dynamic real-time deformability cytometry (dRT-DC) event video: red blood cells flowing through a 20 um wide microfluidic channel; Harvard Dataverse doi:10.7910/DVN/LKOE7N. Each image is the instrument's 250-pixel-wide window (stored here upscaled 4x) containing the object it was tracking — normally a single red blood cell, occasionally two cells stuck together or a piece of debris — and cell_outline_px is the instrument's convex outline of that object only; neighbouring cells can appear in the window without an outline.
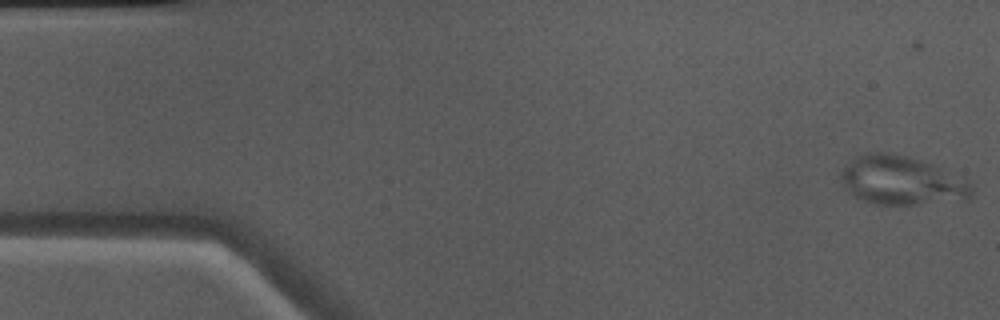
{"species": "Egyptian fruit bat (a non-hibernating species)", "species_latin": "Rousettus aegyptiacus", "temperature_condition": "warm", "stored_images_in_passage": 9, "camera_frame_rate_fps": 3000, "um_per_image_px": 0.085, "animal": {"sex": "male"}, "frame": {"image": 1, "passage_image": 1, "time_ms": 0.0, "image_size_px": [1000, 320], "cell_outline_px": [[972, 196], [968, 200], [920, 204], [872, 204], [860, 200], [852, 196], [844, 188], [840, 180], [840, 168], [852, 160], [860, 156], [876, 152], [896, 152], [936, 164], [972, 184]], "centroid_in_image_um": [76.63, 15.35], "position_along_channel_um": 8.4, "area_um2": 37.86}}